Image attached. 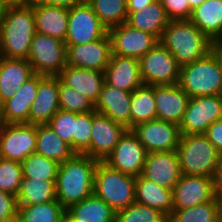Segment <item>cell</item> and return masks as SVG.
<instances>
[{"label":"cell","instance_id":"1","mask_svg":"<svg viewBox=\"0 0 222 222\" xmlns=\"http://www.w3.org/2000/svg\"><path fill=\"white\" fill-rule=\"evenodd\" d=\"M98 160L85 154L75 153L59 164L55 181L56 199L68 209L94 192V173Z\"/></svg>","mask_w":222,"mask_h":222},{"label":"cell","instance_id":"2","mask_svg":"<svg viewBox=\"0 0 222 222\" xmlns=\"http://www.w3.org/2000/svg\"><path fill=\"white\" fill-rule=\"evenodd\" d=\"M36 34L32 2L0 11V56L27 59Z\"/></svg>","mask_w":222,"mask_h":222},{"label":"cell","instance_id":"3","mask_svg":"<svg viewBox=\"0 0 222 222\" xmlns=\"http://www.w3.org/2000/svg\"><path fill=\"white\" fill-rule=\"evenodd\" d=\"M159 42L171 52L180 67L205 57L212 45L190 20H170Z\"/></svg>","mask_w":222,"mask_h":222},{"label":"cell","instance_id":"4","mask_svg":"<svg viewBox=\"0 0 222 222\" xmlns=\"http://www.w3.org/2000/svg\"><path fill=\"white\" fill-rule=\"evenodd\" d=\"M176 152L183 175L213 178L221 155L205 134H181Z\"/></svg>","mask_w":222,"mask_h":222},{"label":"cell","instance_id":"5","mask_svg":"<svg viewBox=\"0 0 222 222\" xmlns=\"http://www.w3.org/2000/svg\"><path fill=\"white\" fill-rule=\"evenodd\" d=\"M178 85L190 98L222 95V75L215 55L210 51L202 59L181 66Z\"/></svg>","mask_w":222,"mask_h":222},{"label":"cell","instance_id":"6","mask_svg":"<svg viewBox=\"0 0 222 222\" xmlns=\"http://www.w3.org/2000/svg\"><path fill=\"white\" fill-rule=\"evenodd\" d=\"M135 179L99 161L94 173L93 193L117 212L135 202Z\"/></svg>","mask_w":222,"mask_h":222},{"label":"cell","instance_id":"7","mask_svg":"<svg viewBox=\"0 0 222 222\" xmlns=\"http://www.w3.org/2000/svg\"><path fill=\"white\" fill-rule=\"evenodd\" d=\"M67 46L65 42L36 32L31 42L27 60L34 74L59 76L67 65Z\"/></svg>","mask_w":222,"mask_h":222},{"label":"cell","instance_id":"8","mask_svg":"<svg viewBox=\"0 0 222 222\" xmlns=\"http://www.w3.org/2000/svg\"><path fill=\"white\" fill-rule=\"evenodd\" d=\"M144 85H171L179 81L180 66L171 52L158 42L139 59Z\"/></svg>","mask_w":222,"mask_h":222},{"label":"cell","instance_id":"9","mask_svg":"<svg viewBox=\"0 0 222 222\" xmlns=\"http://www.w3.org/2000/svg\"><path fill=\"white\" fill-rule=\"evenodd\" d=\"M37 125L4 123L0 126V157L22 163L36 151Z\"/></svg>","mask_w":222,"mask_h":222},{"label":"cell","instance_id":"10","mask_svg":"<svg viewBox=\"0 0 222 222\" xmlns=\"http://www.w3.org/2000/svg\"><path fill=\"white\" fill-rule=\"evenodd\" d=\"M219 119H222V95L192 97L179 124L180 133L205 134Z\"/></svg>","mask_w":222,"mask_h":222},{"label":"cell","instance_id":"11","mask_svg":"<svg viewBox=\"0 0 222 222\" xmlns=\"http://www.w3.org/2000/svg\"><path fill=\"white\" fill-rule=\"evenodd\" d=\"M108 33L86 1L69 8L66 45L86 44L102 39Z\"/></svg>","mask_w":222,"mask_h":222},{"label":"cell","instance_id":"12","mask_svg":"<svg viewBox=\"0 0 222 222\" xmlns=\"http://www.w3.org/2000/svg\"><path fill=\"white\" fill-rule=\"evenodd\" d=\"M147 154L137 136L127 130L103 162L114 170L138 177L142 174Z\"/></svg>","mask_w":222,"mask_h":222},{"label":"cell","instance_id":"13","mask_svg":"<svg viewBox=\"0 0 222 222\" xmlns=\"http://www.w3.org/2000/svg\"><path fill=\"white\" fill-rule=\"evenodd\" d=\"M111 40V54L140 59L159 40L152 34L140 31L126 22L108 29Z\"/></svg>","mask_w":222,"mask_h":222},{"label":"cell","instance_id":"14","mask_svg":"<svg viewBox=\"0 0 222 222\" xmlns=\"http://www.w3.org/2000/svg\"><path fill=\"white\" fill-rule=\"evenodd\" d=\"M131 130L148 153L175 151L181 137L179 125L160 119L138 124Z\"/></svg>","mask_w":222,"mask_h":222},{"label":"cell","instance_id":"15","mask_svg":"<svg viewBox=\"0 0 222 222\" xmlns=\"http://www.w3.org/2000/svg\"><path fill=\"white\" fill-rule=\"evenodd\" d=\"M127 130L122 124L94 110L90 146L82 154L104 161Z\"/></svg>","mask_w":222,"mask_h":222},{"label":"cell","instance_id":"16","mask_svg":"<svg viewBox=\"0 0 222 222\" xmlns=\"http://www.w3.org/2000/svg\"><path fill=\"white\" fill-rule=\"evenodd\" d=\"M216 198L213 178L183 175L173 189V210H182Z\"/></svg>","mask_w":222,"mask_h":222},{"label":"cell","instance_id":"17","mask_svg":"<svg viewBox=\"0 0 222 222\" xmlns=\"http://www.w3.org/2000/svg\"><path fill=\"white\" fill-rule=\"evenodd\" d=\"M67 46V65L104 72L111 56V40L108 33L96 41Z\"/></svg>","mask_w":222,"mask_h":222},{"label":"cell","instance_id":"18","mask_svg":"<svg viewBox=\"0 0 222 222\" xmlns=\"http://www.w3.org/2000/svg\"><path fill=\"white\" fill-rule=\"evenodd\" d=\"M141 175L159 186L173 190L182 176L176 150L148 153Z\"/></svg>","mask_w":222,"mask_h":222},{"label":"cell","instance_id":"19","mask_svg":"<svg viewBox=\"0 0 222 222\" xmlns=\"http://www.w3.org/2000/svg\"><path fill=\"white\" fill-rule=\"evenodd\" d=\"M59 77L39 75L36 98L29 112V124H47L60 110L59 108Z\"/></svg>","mask_w":222,"mask_h":222},{"label":"cell","instance_id":"20","mask_svg":"<svg viewBox=\"0 0 222 222\" xmlns=\"http://www.w3.org/2000/svg\"><path fill=\"white\" fill-rule=\"evenodd\" d=\"M156 119L179 125L190 97L178 85H155Z\"/></svg>","mask_w":222,"mask_h":222},{"label":"cell","instance_id":"21","mask_svg":"<svg viewBox=\"0 0 222 222\" xmlns=\"http://www.w3.org/2000/svg\"><path fill=\"white\" fill-rule=\"evenodd\" d=\"M131 92L113 87L104 82L95 111L131 130Z\"/></svg>","mask_w":222,"mask_h":222},{"label":"cell","instance_id":"22","mask_svg":"<svg viewBox=\"0 0 222 222\" xmlns=\"http://www.w3.org/2000/svg\"><path fill=\"white\" fill-rule=\"evenodd\" d=\"M105 82L118 89L133 92L143 85L139 59L111 54L104 71Z\"/></svg>","mask_w":222,"mask_h":222},{"label":"cell","instance_id":"23","mask_svg":"<svg viewBox=\"0 0 222 222\" xmlns=\"http://www.w3.org/2000/svg\"><path fill=\"white\" fill-rule=\"evenodd\" d=\"M58 77L64 84L85 95L94 105L105 82V74L102 71L77 68L70 65H66Z\"/></svg>","mask_w":222,"mask_h":222},{"label":"cell","instance_id":"24","mask_svg":"<svg viewBox=\"0 0 222 222\" xmlns=\"http://www.w3.org/2000/svg\"><path fill=\"white\" fill-rule=\"evenodd\" d=\"M36 32L65 42L69 9L32 3Z\"/></svg>","mask_w":222,"mask_h":222},{"label":"cell","instance_id":"25","mask_svg":"<svg viewBox=\"0 0 222 222\" xmlns=\"http://www.w3.org/2000/svg\"><path fill=\"white\" fill-rule=\"evenodd\" d=\"M34 75L27 59L0 56V96L2 101L12 98L16 91Z\"/></svg>","mask_w":222,"mask_h":222},{"label":"cell","instance_id":"26","mask_svg":"<svg viewBox=\"0 0 222 222\" xmlns=\"http://www.w3.org/2000/svg\"><path fill=\"white\" fill-rule=\"evenodd\" d=\"M39 85V75L34 74L16 91V94L4 102V123L29 124V112L35 100Z\"/></svg>","mask_w":222,"mask_h":222},{"label":"cell","instance_id":"27","mask_svg":"<svg viewBox=\"0 0 222 222\" xmlns=\"http://www.w3.org/2000/svg\"><path fill=\"white\" fill-rule=\"evenodd\" d=\"M135 202L156 209L169 218L173 212V190L139 175L135 179Z\"/></svg>","mask_w":222,"mask_h":222},{"label":"cell","instance_id":"28","mask_svg":"<svg viewBox=\"0 0 222 222\" xmlns=\"http://www.w3.org/2000/svg\"><path fill=\"white\" fill-rule=\"evenodd\" d=\"M211 42L222 40V0H206L189 19Z\"/></svg>","mask_w":222,"mask_h":222},{"label":"cell","instance_id":"29","mask_svg":"<svg viewBox=\"0 0 222 222\" xmlns=\"http://www.w3.org/2000/svg\"><path fill=\"white\" fill-rule=\"evenodd\" d=\"M169 22L170 19L161 5L160 0H156L147 7L131 13L126 21L131 27L150 33L158 40H160L163 30L167 27Z\"/></svg>","mask_w":222,"mask_h":222},{"label":"cell","instance_id":"30","mask_svg":"<svg viewBox=\"0 0 222 222\" xmlns=\"http://www.w3.org/2000/svg\"><path fill=\"white\" fill-rule=\"evenodd\" d=\"M76 222H115L116 212L94 193L66 209Z\"/></svg>","mask_w":222,"mask_h":222},{"label":"cell","instance_id":"31","mask_svg":"<svg viewBox=\"0 0 222 222\" xmlns=\"http://www.w3.org/2000/svg\"><path fill=\"white\" fill-rule=\"evenodd\" d=\"M36 153L59 164L70 159L75 152L70 145L62 140L48 124L37 125Z\"/></svg>","mask_w":222,"mask_h":222},{"label":"cell","instance_id":"32","mask_svg":"<svg viewBox=\"0 0 222 222\" xmlns=\"http://www.w3.org/2000/svg\"><path fill=\"white\" fill-rule=\"evenodd\" d=\"M55 181L22 178L17 204L32 206L56 200Z\"/></svg>","mask_w":222,"mask_h":222},{"label":"cell","instance_id":"33","mask_svg":"<svg viewBox=\"0 0 222 222\" xmlns=\"http://www.w3.org/2000/svg\"><path fill=\"white\" fill-rule=\"evenodd\" d=\"M131 129L141 123L156 119L154 86L142 85L131 92Z\"/></svg>","mask_w":222,"mask_h":222},{"label":"cell","instance_id":"34","mask_svg":"<svg viewBox=\"0 0 222 222\" xmlns=\"http://www.w3.org/2000/svg\"><path fill=\"white\" fill-rule=\"evenodd\" d=\"M65 213L57 199L32 206L18 205L17 222H62Z\"/></svg>","mask_w":222,"mask_h":222},{"label":"cell","instance_id":"35","mask_svg":"<svg viewBox=\"0 0 222 222\" xmlns=\"http://www.w3.org/2000/svg\"><path fill=\"white\" fill-rule=\"evenodd\" d=\"M87 2L107 30L127 21V0H87Z\"/></svg>","mask_w":222,"mask_h":222},{"label":"cell","instance_id":"36","mask_svg":"<svg viewBox=\"0 0 222 222\" xmlns=\"http://www.w3.org/2000/svg\"><path fill=\"white\" fill-rule=\"evenodd\" d=\"M168 222H221L217 197L211 202L182 210H173Z\"/></svg>","mask_w":222,"mask_h":222},{"label":"cell","instance_id":"37","mask_svg":"<svg viewBox=\"0 0 222 222\" xmlns=\"http://www.w3.org/2000/svg\"><path fill=\"white\" fill-rule=\"evenodd\" d=\"M23 178L56 180L59 163L36 152L31 153L22 163Z\"/></svg>","mask_w":222,"mask_h":222},{"label":"cell","instance_id":"38","mask_svg":"<svg viewBox=\"0 0 222 222\" xmlns=\"http://www.w3.org/2000/svg\"><path fill=\"white\" fill-rule=\"evenodd\" d=\"M59 108L68 112L86 113L95 110V105L85 95L64 84L59 78Z\"/></svg>","mask_w":222,"mask_h":222},{"label":"cell","instance_id":"39","mask_svg":"<svg viewBox=\"0 0 222 222\" xmlns=\"http://www.w3.org/2000/svg\"><path fill=\"white\" fill-rule=\"evenodd\" d=\"M115 222H168L160 211L134 202L116 212Z\"/></svg>","mask_w":222,"mask_h":222},{"label":"cell","instance_id":"40","mask_svg":"<svg viewBox=\"0 0 222 222\" xmlns=\"http://www.w3.org/2000/svg\"><path fill=\"white\" fill-rule=\"evenodd\" d=\"M23 178L22 164L0 157V190L17 197Z\"/></svg>","mask_w":222,"mask_h":222},{"label":"cell","instance_id":"41","mask_svg":"<svg viewBox=\"0 0 222 222\" xmlns=\"http://www.w3.org/2000/svg\"><path fill=\"white\" fill-rule=\"evenodd\" d=\"M93 124V111L76 113L75 135H73V151L82 154L91 141V127Z\"/></svg>","mask_w":222,"mask_h":222},{"label":"cell","instance_id":"42","mask_svg":"<svg viewBox=\"0 0 222 222\" xmlns=\"http://www.w3.org/2000/svg\"><path fill=\"white\" fill-rule=\"evenodd\" d=\"M76 113L59 110L47 123L52 130L73 150V135H75Z\"/></svg>","mask_w":222,"mask_h":222},{"label":"cell","instance_id":"43","mask_svg":"<svg viewBox=\"0 0 222 222\" xmlns=\"http://www.w3.org/2000/svg\"><path fill=\"white\" fill-rule=\"evenodd\" d=\"M170 20H189L192 14L189 2L185 0H160Z\"/></svg>","mask_w":222,"mask_h":222},{"label":"cell","instance_id":"44","mask_svg":"<svg viewBox=\"0 0 222 222\" xmlns=\"http://www.w3.org/2000/svg\"><path fill=\"white\" fill-rule=\"evenodd\" d=\"M17 198L0 190V220L4 222H17Z\"/></svg>","mask_w":222,"mask_h":222},{"label":"cell","instance_id":"45","mask_svg":"<svg viewBox=\"0 0 222 222\" xmlns=\"http://www.w3.org/2000/svg\"><path fill=\"white\" fill-rule=\"evenodd\" d=\"M208 140L214 145L217 152L222 156V119L212 123L205 132Z\"/></svg>","mask_w":222,"mask_h":222},{"label":"cell","instance_id":"46","mask_svg":"<svg viewBox=\"0 0 222 222\" xmlns=\"http://www.w3.org/2000/svg\"><path fill=\"white\" fill-rule=\"evenodd\" d=\"M86 1L87 0H32V3L49 6H59L69 9Z\"/></svg>","mask_w":222,"mask_h":222},{"label":"cell","instance_id":"47","mask_svg":"<svg viewBox=\"0 0 222 222\" xmlns=\"http://www.w3.org/2000/svg\"><path fill=\"white\" fill-rule=\"evenodd\" d=\"M213 185L216 197L222 193V156H220L215 174L213 176Z\"/></svg>","mask_w":222,"mask_h":222},{"label":"cell","instance_id":"48","mask_svg":"<svg viewBox=\"0 0 222 222\" xmlns=\"http://www.w3.org/2000/svg\"><path fill=\"white\" fill-rule=\"evenodd\" d=\"M154 1L156 0H127L128 16L133 12L139 11L144 7H147L150 3Z\"/></svg>","mask_w":222,"mask_h":222},{"label":"cell","instance_id":"49","mask_svg":"<svg viewBox=\"0 0 222 222\" xmlns=\"http://www.w3.org/2000/svg\"><path fill=\"white\" fill-rule=\"evenodd\" d=\"M211 52L215 55L222 75V40L212 42Z\"/></svg>","mask_w":222,"mask_h":222},{"label":"cell","instance_id":"50","mask_svg":"<svg viewBox=\"0 0 222 222\" xmlns=\"http://www.w3.org/2000/svg\"><path fill=\"white\" fill-rule=\"evenodd\" d=\"M32 0H0V9L30 4Z\"/></svg>","mask_w":222,"mask_h":222},{"label":"cell","instance_id":"51","mask_svg":"<svg viewBox=\"0 0 222 222\" xmlns=\"http://www.w3.org/2000/svg\"><path fill=\"white\" fill-rule=\"evenodd\" d=\"M206 0H185V2H189V6L191 10H194L196 7L200 6Z\"/></svg>","mask_w":222,"mask_h":222},{"label":"cell","instance_id":"52","mask_svg":"<svg viewBox=\"0 0 222 222\" xmlns=\"http://www.w3.org/2000/svg\"><path fill=\"white\" fill-rule=\"evenodd\" d=\"M4 124V102L0 96V126Z\"/></svg>","mask_w":222,"mask_h":222},{"label":"cell","instance_id":"53","mask_svg":"<svg viewBox=\"0 0 222 222\" xmlns=\"http://www.w3.org/2000/svg\"><path fill=\"white\" fill-rule=\"evenodd\" d=\"M217 200L219 203L220 217L222 222V193L217 196Z\"/></svg>","mask_w":222,"mask_h":222},{"label":"cell","instance_id":"54","mask_svg":"<svg viewBox=\"0 0 222 222\" xmlns=\"http://www.w3.org/2000/svg\"><path fill=\"white\" fill-rule=\"evenodd\" d=\"M62 222H76L67 213H65Z\"/></svg>","mask_w":222,"mask_h":222}]
</instances>
